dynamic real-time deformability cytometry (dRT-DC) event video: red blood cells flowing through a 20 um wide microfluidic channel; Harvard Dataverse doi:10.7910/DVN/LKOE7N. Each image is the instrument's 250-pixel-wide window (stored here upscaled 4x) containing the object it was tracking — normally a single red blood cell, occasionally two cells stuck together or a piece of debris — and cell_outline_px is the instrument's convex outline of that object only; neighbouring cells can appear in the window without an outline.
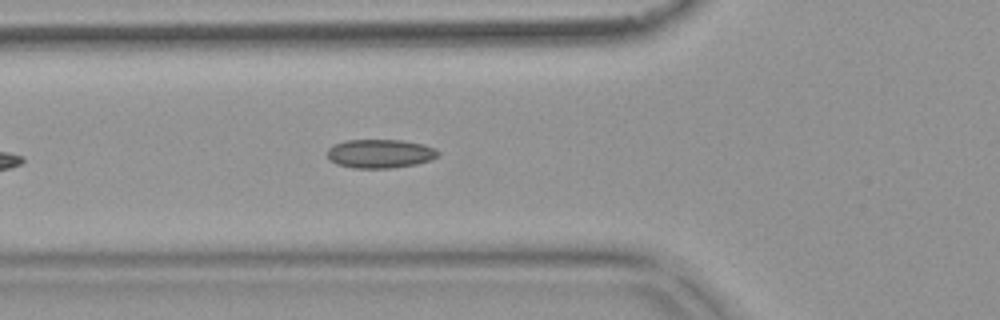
{"species": "common noctule bat (a hibernating species)", "species_latin": "Nyctalus noctula", "temperature_condition": "warm", "stored_images_in_passage": 25, "camera_frame_rate_fps": 3000, "um_per_image_px": 0.085, "animal": {"sex": "female", "body_mass_g": 18.4}, "frame": {"image": 1, "passage_image": 8, "time_ms": 2.333, "image_size_px": [1000, 320], "cell_outline_px": [[440, 156], [432, 160], [416, 164], [392, 168], [352, 168], [336, 164], [328, 160], [328, 148], [332, 144], [344, 140], [400, 140], [424, 144], [436, 148], [440, 152]], "centroid_in_image_um": [32.32, 13.06], "position_along_channel_um": 93.5, "area_um2": 18.96}}